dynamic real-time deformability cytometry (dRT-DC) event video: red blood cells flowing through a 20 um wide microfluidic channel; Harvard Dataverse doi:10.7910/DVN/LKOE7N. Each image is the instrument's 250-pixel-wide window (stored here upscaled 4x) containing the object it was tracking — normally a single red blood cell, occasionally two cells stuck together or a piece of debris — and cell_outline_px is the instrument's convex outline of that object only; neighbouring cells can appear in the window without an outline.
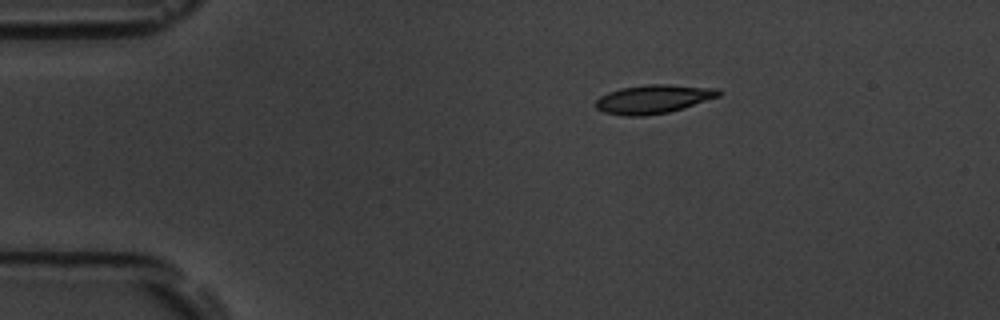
{"species": "common noctule bat (a hibernating species)", "species_latin": "Nyctalus noctula", "temperature_condition": "room temperature", "stored_images_in_passage": 45, "camera_frame_rate_fps": 3000, "um_per_image_px": 0.085, "animal": {"sex": "male", "body_mass_g": 19.5, "forearm_length_mm": 54.6}, "frame": {"image": 1, "passage_image": 1, "time_ms": 0.0, "image_size_px": [1000, 320], "cell_outline_px": [[724, 92], [720, 96], [684, 108], [668, 112], [644, 116], [624, 116], [604, 112], [596, 108], [592, 104], [600, 96], [608, 92], [620, 88], [648, 84], [668, 84], [720, 88]], "centroid_in_image_um": [55.55, 8.42], "position_along_channel_um": 29.4, "area_um2": 20.92}}
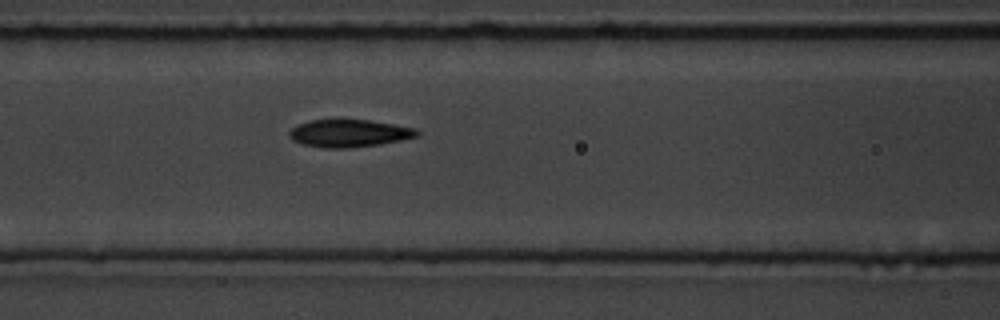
{"frame": {"image": 2, "passage_image": 14, "time_ms": 4.333, "image_size_px": [1000, 320], "cell_outline_px": [[420, 136], [380, 144], [348, 148], [324, 148], [304, 144], [292, 140], [288, 136], [288, 132], [296, 124], [312, 120], [368, 120], [416, 128], [420, 132]], "centroid_in_image_um": [29.67, 11.33], "position_along_channel_um": 136.9, "area_um2": 20.46}}
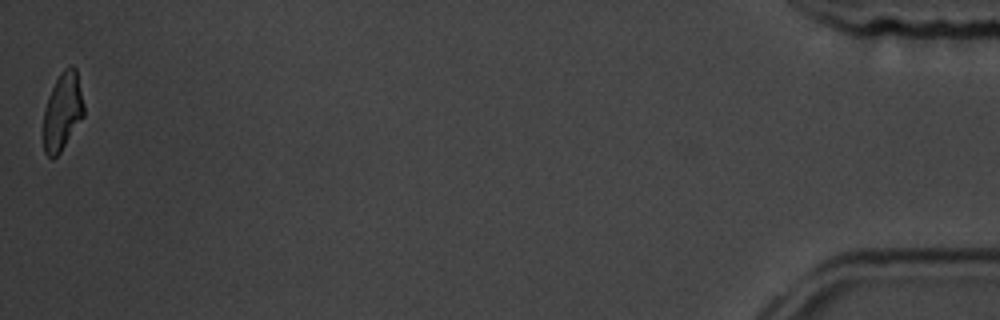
{"frame": {"image": 3, "passage_image": 45, "time_ms": 14.667, "image_size_px": [1000, 320], "cell_outline_px": [[84, 116], [60, 152], [56, 156], [48, 156], [44, 152], [44, 108], [48, 96], [60, 72], [68, 64], [72, 64], [76, 68], [84, 104]], "centroid_in_image_um": [5.33, 9.42], "position_along_channel_um": 429.9, "area_um2": 18.26}, "authors_computed_cell_mechanics": {"area_um2": 20.3456, "velocity_mm_per_s": 3.783, "shape_relaxation_time_tau1_ms": 3.2562, "shape_relaxation_time_tau2_ms": 3.5497, "deformation_change_tau1": 0.143, "deformation_change_tau2": 0.103}}